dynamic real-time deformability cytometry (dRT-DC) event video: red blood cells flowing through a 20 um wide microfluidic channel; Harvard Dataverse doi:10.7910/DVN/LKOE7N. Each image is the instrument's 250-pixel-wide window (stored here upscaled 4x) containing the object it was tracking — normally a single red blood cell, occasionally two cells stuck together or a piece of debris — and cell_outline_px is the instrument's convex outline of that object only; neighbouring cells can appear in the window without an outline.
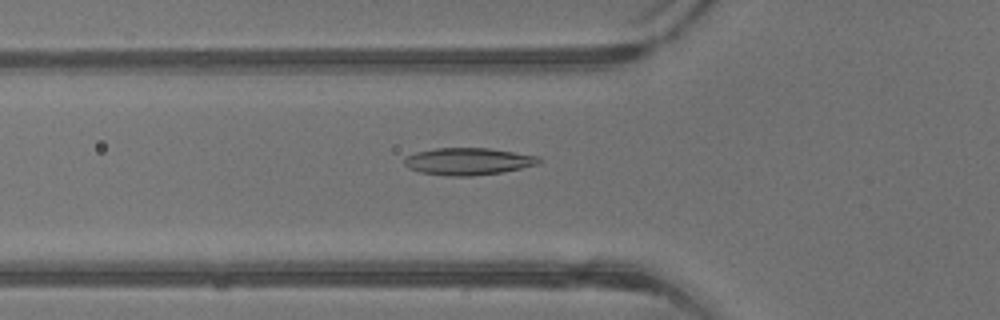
{"species": "common noctule bat (a hibernating species)", "species_latin": "Nyctalus noctula", "temperature_condition": "warm", "stored_images_in_passage": 42, "camera_frame_rate_fps": 3000, "um_per_image_px": 0.085, "animal": {"sex": "male", "body_mass_g": 13.3}, "frame": {"image": 1, "passage_image": 15, "time_ms": 4.667, "image_size_px": [1000, 320], "cell_outline_px": [[540, 164], [500, 172], [472, 176], [448, 176], [420, 172], [408, 168], [404, 164], [404, 160], [408, 156], [416, 152], [436, 148], [488, 148], [540, 156]], "centroid_in_image_um": [39.79, 13.71], "position_along_channel_um": 86.0, "area_um2": 21.15}}
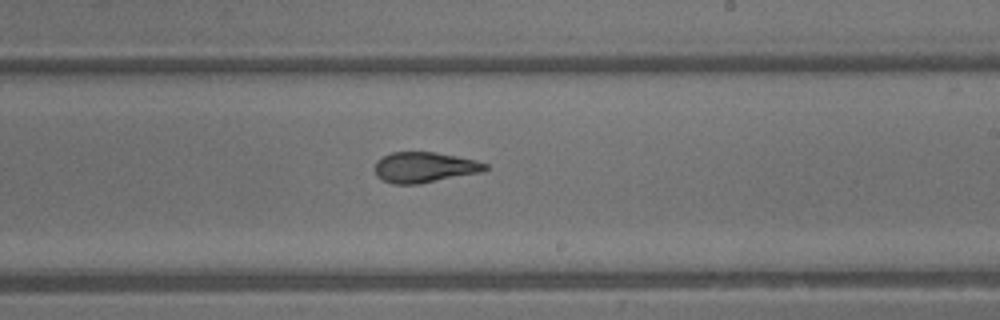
{"frame": {"image": 2, "passage_image": 25, "time_ms": 8.0, "image_size_px": [1000, 320], "cell_outline_px": [[488, 168], [484, 172], [420, 184], [392, 184], [376, 176], [376, 160], [392, 152], [436, 152], [476, 160], [488, 164]], "centroid_in_image_um": [36.12, 14.23], "position_along_channel_um": 252.9, "area_um2": 19.77}}
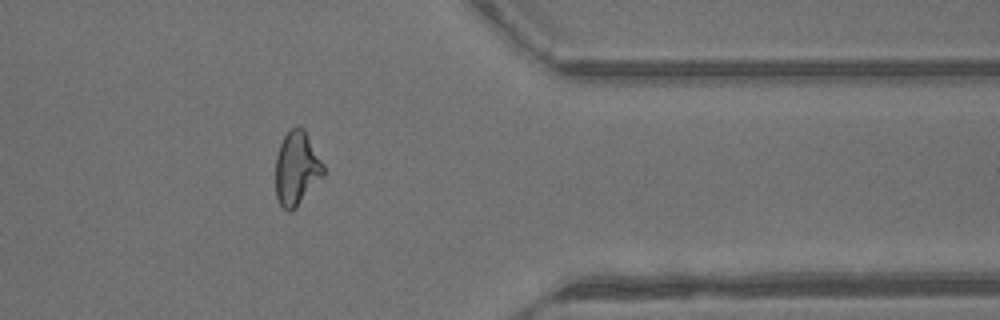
{"frame": {"image": 3, "passage_image": 34, "time_ms": 11.0, "image_size_px": [1000, 320], "cell_outline_px": [[324, 176], [296, 208], [288, 212], [280, 204], [276, 196], [276, 156], [280, 144], [284, 136], [292, 128], [304, 128], [324, 164]], "centroid_in_image_um": [25.23, 14.33], "position_along_channel_um": 386.2, "area_um2": 20.58}, "authors_computed_cell_mechanics": {"area_um2": 20.6057, "velocity_mm_per_s": 4.9813, "shape_relaxation_time_tau1_ms": null, "shape_relaxation_time_tau2_ms": 1.2063, "deformation_change_tau1": null, "deformation_change_tau2": 0.0824}}